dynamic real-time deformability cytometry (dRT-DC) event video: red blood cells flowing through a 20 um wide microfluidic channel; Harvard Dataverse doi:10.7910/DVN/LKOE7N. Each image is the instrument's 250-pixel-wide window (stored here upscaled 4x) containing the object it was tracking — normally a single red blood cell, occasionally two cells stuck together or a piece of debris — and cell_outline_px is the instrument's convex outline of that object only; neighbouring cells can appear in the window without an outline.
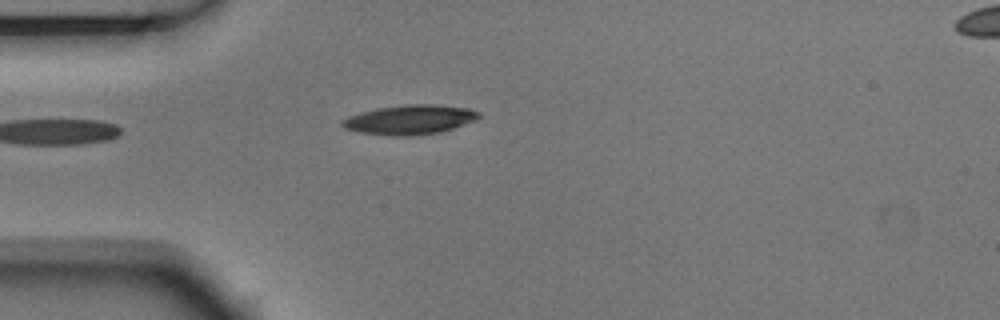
{"species": "Egyptian fruit bat (a non-hibernating species)", "species_latin": "Rousettus aegyptiacus", "temperature_condition": "room temperature", "stored_images_in_passage": 5, "camera_frame_rate_fps": 3000, "um_per_image_px": 0.085, "animal": {"sex": "male"}, "frame": {"image": 1, "passage_image": 4, "time_ms": 1.0, "image_size_px": [1000, 320], "cell_outline_px": [[480, 116], [476, 120], [440, 132], [408, 136], [396, 136], [360, 132], [344, 128], [340, 124], [340, 120], [348, 116], [376, 108], [408, 104], [436, 104], [468, 108], [480, 112]], "centroid_in_image_um": [34.82, 10.16], "position_along_channel_um": 50.2, "area_um2": 23.41}}